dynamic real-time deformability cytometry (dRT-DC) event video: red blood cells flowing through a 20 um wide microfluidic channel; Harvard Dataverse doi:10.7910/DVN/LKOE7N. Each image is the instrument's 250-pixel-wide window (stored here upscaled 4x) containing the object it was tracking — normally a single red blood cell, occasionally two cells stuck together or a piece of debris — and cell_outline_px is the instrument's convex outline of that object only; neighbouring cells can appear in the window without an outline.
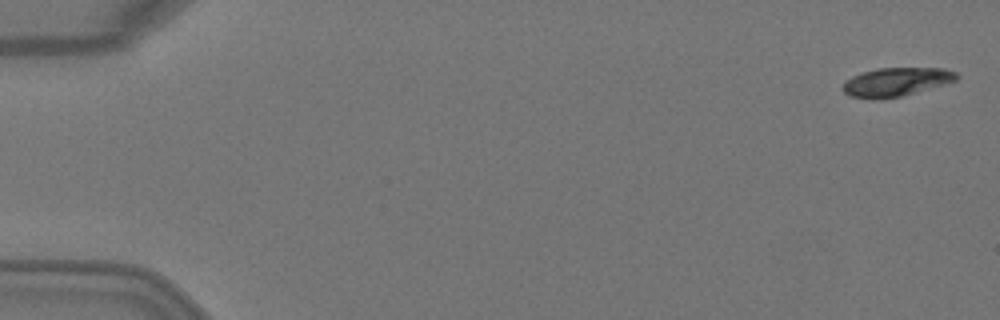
{"species": "Egyptian fruit bat (a non-hibernating species)", "species_latin": "Rousettus aegyptiacus", "temperature_condition": "warm", "stored_images_in_passage": 5, "camera_frame_rate_fps": 3000, "um_per_image_px": 0.085, "animal": {"sex": "female"}, "frame": {"image": 1, "passage_image": 1, "time_ms": 0.0, "image_size_px": [1000, 320], "cell_outline_px": [[960, 76], [956, 80], [944, 84], [900, 96], [880, 100], [872, 100], [848, 96], [840, 88], [844, 80], [852, 76], [864, 72], [880, 68], [944, 68], [956, 72]], "centroid_in_image_um": [76.11, 6.98], "position_along_channel_um": 8.9, "area_um2": 19.13}}
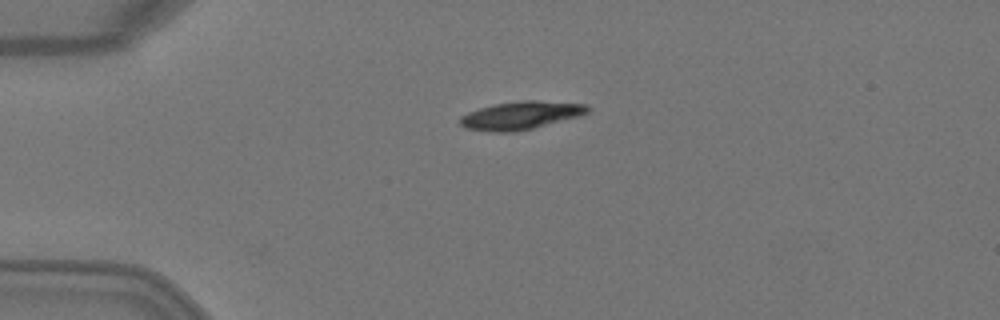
{"frame": {"image": 2, "passage_image": 4, "time_ms": 1.0, "image_size_px": [1000, 320], "cell_outline_px": [[592, 108], [588, 112], [580, 116], [516, 132], [492, 132], [464, 128], [460, 124], [460, 116], [468, 112], [492, 104], [524, 100], [536, 100], [588, 104]], "centroid_in_image_um": [44.28, 9.8], "position_along_channel_um": 40.7, "area_um2": 20.98}}